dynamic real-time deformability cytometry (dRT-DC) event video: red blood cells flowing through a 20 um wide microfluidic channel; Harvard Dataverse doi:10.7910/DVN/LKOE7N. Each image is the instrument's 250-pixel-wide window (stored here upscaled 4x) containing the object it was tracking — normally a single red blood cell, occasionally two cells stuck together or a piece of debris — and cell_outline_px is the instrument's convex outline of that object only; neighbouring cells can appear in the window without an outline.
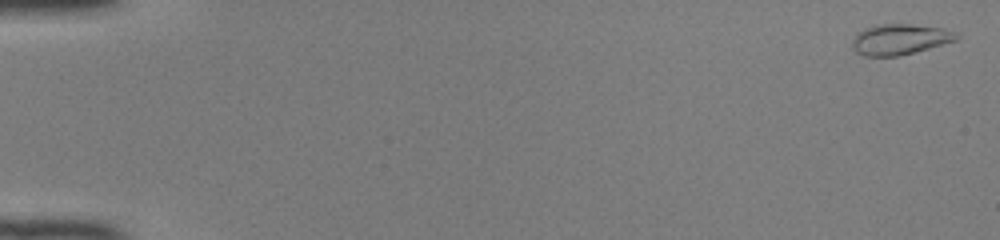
{"species": "common noctule bat (a hibernating species)", "species_latin": "Nyctalus noctula", "temperature_condition": "room temperature", "stored_images_in_passage": 50, "camera_frame_rate_fps": 3000, "um_per_image_px": 0.085, "animal": {"sex": "female", "body_mass_g": 22.0, "forearm_length_mm": 56.7}, "frame": {"image": 1, "passage_image": 2, "time_ms": 0.333, "image_size_px": [1000, 240], "cell_outline_px": [[960, 36], [956, 40], [900, 56], [864, 56], [856, 52], [852, 48], [852, 40], [864, 28], [880, 24], [908, 24], [940, 28], [960, 32]], "centroid_in_image_um": [76.49, 3.35], "position_along_channel_um": 8.5, "area_um2": 18.5}}
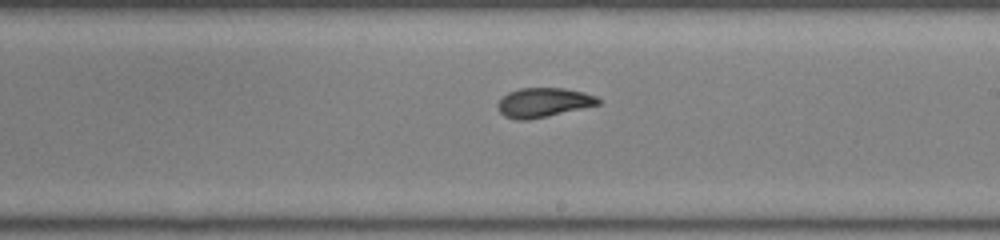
{"frame": {"image": 2, "passage_image": 31, "time_ms": 10.0, "image_size_px": [1000, 240], "cell_outline_px": [[600, 104], [548, 116], [528, 120], [516, 120], [504, 116], [500, 112], [496, 104], [508, 92], [520, 88], [564, 88], [584, 92], [596, 96], [600, 100]], "centroid_in_image_um": [46.18, 8.71], "position_along_channel_um": 242.8, "area_um2": 17.17}}
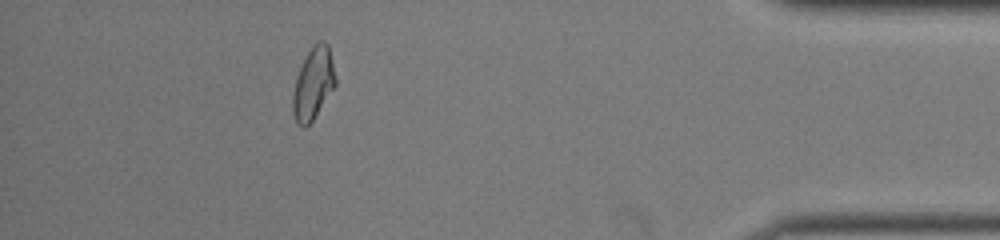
{"frame": {"image": 3, "passage_image": 46, "time_ms": 15.0, "image_size_px": [1000, 240], "cell_outline_px": [[336, 84], [312, 120], [304, 128], [296, 124], [292, 112], [292, 96], [296, 76], [304, 56], [312, 44], [316, 40], [324, 40], [328, 44], [336, 76]], "centroid_in_image_um": [26.6, 7.05], "position_along_channel_um": 408.6, "area_um2": 18.15}, "authors_computed_cell_mechanics": {"area_um2": 17.5712, "velocity_mm_per_s": 4.1483, "shape_relaxation_time_tau1_ms": 5.3495, "shape_relaxation_time_tau2_ms": 1.6049, "deformation_change_tau1": 0.1868, "deformation_change_tau2": 0.0636}}